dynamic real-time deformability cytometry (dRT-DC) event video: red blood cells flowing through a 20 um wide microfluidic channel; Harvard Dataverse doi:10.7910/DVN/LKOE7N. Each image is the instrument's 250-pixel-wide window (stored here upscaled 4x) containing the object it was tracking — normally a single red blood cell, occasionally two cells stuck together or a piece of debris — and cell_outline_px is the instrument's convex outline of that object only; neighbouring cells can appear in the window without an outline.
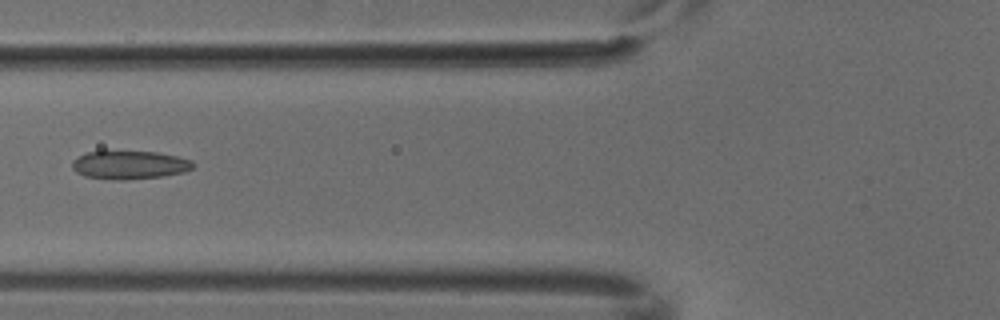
{"species": "common noctule bat (a hibernating species)", "species_latin": "Nyctalus noctula", "temperature_condition": "cold", "stored_images_in_passage": 3, "camera_frame_rate_fps": 3000, "um_per_image_px": 0.085, "animal": {"sex": "male", "body_mass_g": 18.8}, "frame": {"image": 1, "passage_image": 2, "time_ms": 0.333, "image_size_px": [1000, 320], "cell_outline_px": [[196, 164], [192, 168], [184, 172], [164, 176], [124, 180], [116, 180], [84, 176], [76, 172], [72, 168], [72, 160], [88, 152], [156, 152], [176, 156], [192, 160]], "centroid_in_image_um": [11.03, 14.03], "position_along_channel_um": 114.8, "area_um2": 19.83}}
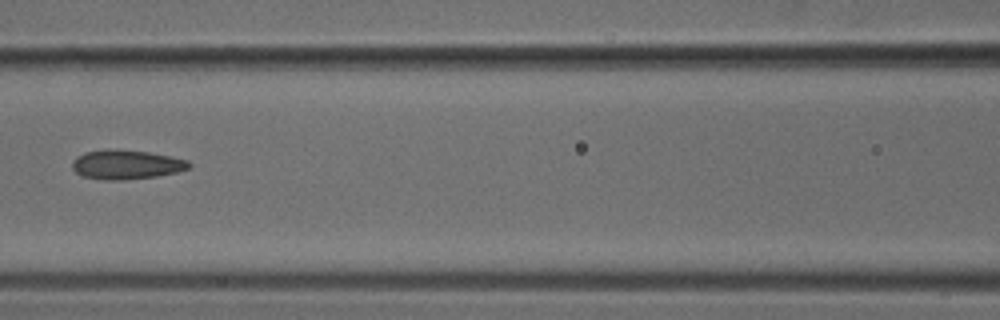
{"frame": {"image": 2, "passage_image": 3, "time_ms": 0.667, "image_size_px": [1000, 320], "cell_outline_px": [[192, 164], [188, 168], [176, 172], [156, 176], [124, 180], [108, 180], [84, 176], [76, 172], [72, 168], [72, 160], [76, 156], [84, 152], [108, 148], [148, 152], [188, 160]], "centroid_in_image_um": [10.7, 13.97], "position_along_channel_um": 155.9, "area_um2": 19.88}}